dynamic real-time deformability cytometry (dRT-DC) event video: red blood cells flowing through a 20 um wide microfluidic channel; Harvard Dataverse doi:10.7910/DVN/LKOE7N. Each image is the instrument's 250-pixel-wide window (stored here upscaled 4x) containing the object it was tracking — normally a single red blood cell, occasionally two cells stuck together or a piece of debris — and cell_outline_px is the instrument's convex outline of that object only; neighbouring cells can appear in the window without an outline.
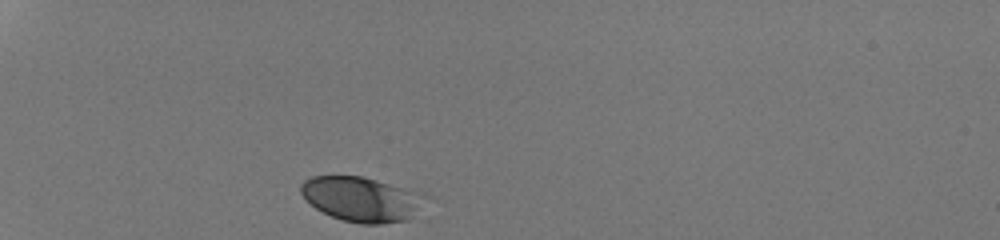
{"species": "human", "species_latin": "Homo sapiens", "temperature_condition": "room temperature", "stored_images_in_passage": 29, "camera_frame_rate_fps": 3000, "um_per_image_px": 0.085, "donor": {"sex": "male"}, "frame": {"image": 1, "passage_image": 1, "time_ms": 0.0, "image_size_px": [1000, 240], "cell_outline_px": [[424, 196], [412, 216], [408, 220], [380, 224], [360, 224], [344, 220], [332, 216], [316, 208], [300, 192], [300, 184], [304, 180], [312, 176], [360, 176], [376, 180], [420, 192]], "centroid_in_image_um": [30.68, 16.92], "position_along_channel_um": 54.3, "area_um2": 31.73}}
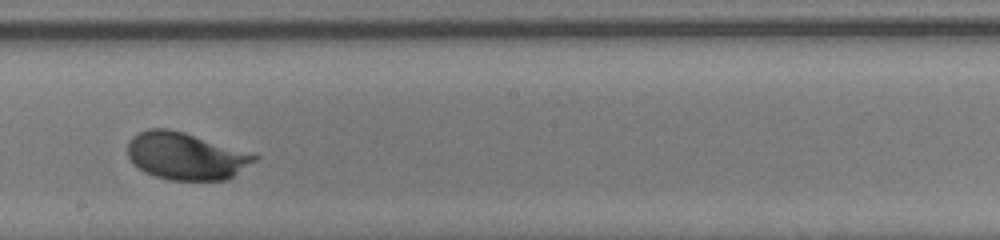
{"frame": {"image": 2, "passage_image": 17, "time_ms": 5.333, "image_size_px": [1000, 240], "cell_outline_px": [[260, 156], [256, 160], [228, 180], [168, 180], [144, 172], [128, 156], [128, 140], [132, 136], [148, 128], [168, 128], [184, 132], [256, 152]], "centroid_in_image_um": [15.87, 13.25], "position_along_channel_um": 232.3, "area_um2": 35.37}}
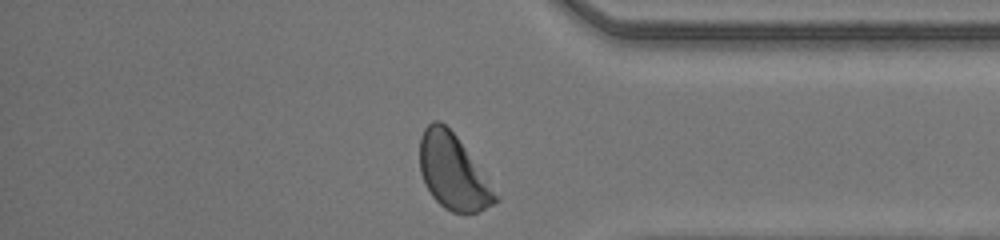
{"frame": {"image": 3, "passage_image": 29, "time_ms": 9.333, "image_size_px": [1000, 240], "cell_outline_px": [[500, 200], [476, 212], [452, 212], [444, 208], [432, 196], [424, 184], [420, 172], [420, 136], [424, 128], [432, 120], [440, 120], [456, 136], [500, 196]], "centroid_in_image_um": [38.49, 14.61], "position_along_channel_um": 396.7, "area_um2": 32.77}, "authors_computed_cell_mechanics": {"area_um2": 33.5818, "velocity_mm_per_s": 4.2021, "shape_relaxation_time_tau1_ms": 1.6435, "shape_relaxation_time_tau2_ms": null, "deformation_change_tau1": 0.1048, "deformation_change_tau2": null}}